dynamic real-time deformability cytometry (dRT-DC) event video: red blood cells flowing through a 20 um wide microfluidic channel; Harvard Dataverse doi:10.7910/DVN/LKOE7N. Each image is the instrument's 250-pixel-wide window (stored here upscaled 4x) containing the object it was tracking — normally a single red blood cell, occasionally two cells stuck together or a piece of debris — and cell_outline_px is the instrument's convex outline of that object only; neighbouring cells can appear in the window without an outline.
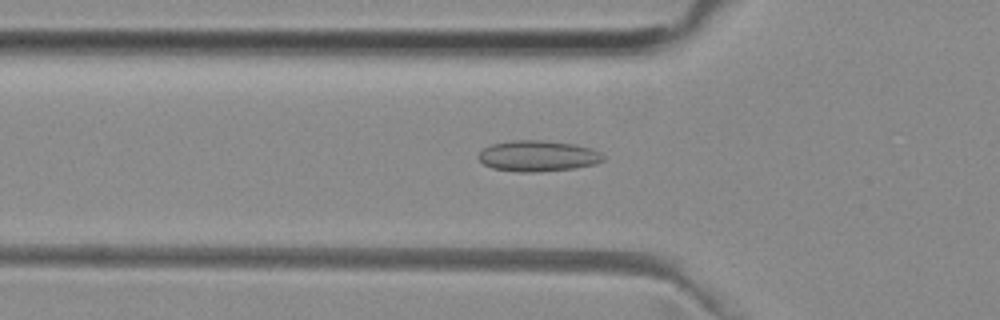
{"species": "common noctule bat (a hibernating species)", "species_latin": "Nyctalus noctula", "temperature_condition": "room temperature", "stored_images_in_passage": 33, "camera_frame_rate_fps": 3000, "um_per_image_px": 0.085, "animal": {"sex": "female", "body_mass_g": 29.2, "forearm_length_mm": 56.3}, "frame": {"image": 1, "passage_image": 16, "time_ms": 5.0, "image_size_px": [1000, 320], "cell_outline_px": [[604, 160], [596, 164], [572, 168], [536, 172], [520, 172], [492, 168], [484, 164], [476, 156], [484, 148], [492, 144], [512, 140], [544, 140], [576, 144], [592, 148], [600, 152], [604, 156]], "centroid_in_image_um": [45.73, 13.25], "position_along_channel_um": 80.1, "area_um2": 22.54}}
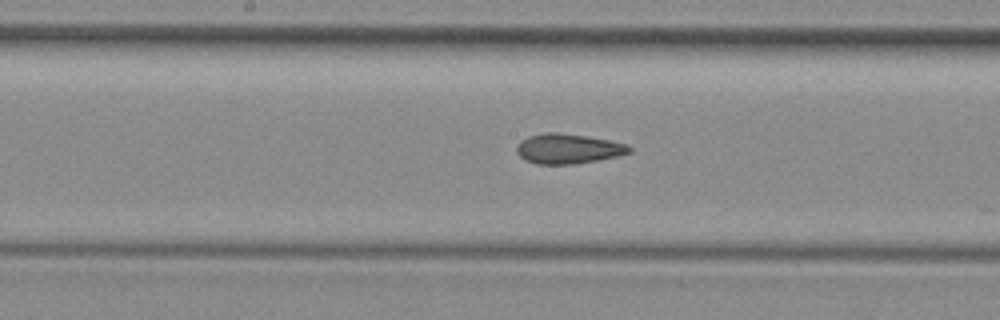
{"frame": {"image": 2, "passage_image": 25, "time_ms": 8.0, "image_size_px": [1000, 320], "cell_outline_px": [[632, 152], [616, 156], [596, 160], [572, 164], [536, 164], [524, 160], [516, 152], [516, 148], [520, 140], [528, 136], [548, 132], [556, 132], [584, 136], [608, 140], [624, 144], [632, 148]], "centroid_in_image_um": [48.23, 12.64], "position_along_channel_um": 200.0, "area_um2": 19.42}}
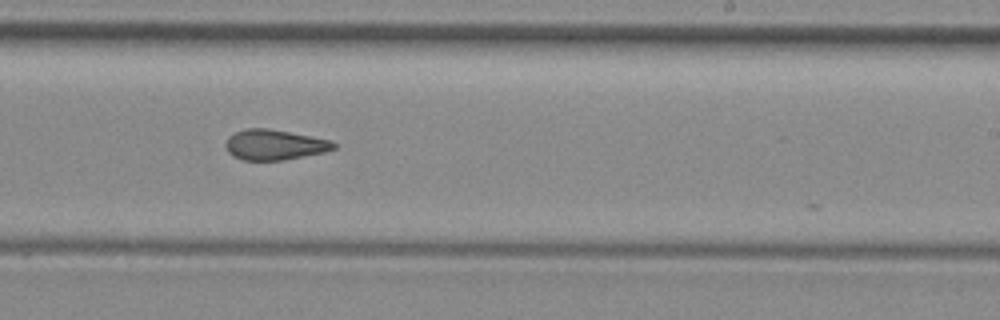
{"frame": {"image": 3, "passage_image": 30, "time_ms": 9.667, "image_size_px": [1000, 320], "cell_outline_px": [[336, 148], [324, 152], [284, 160], [244, 160], [232, 156], [228, 152], [224, 144], [228, 136], [236, 132], [248, 128], [268, 128], [332, 140], [336, 144]], "centroid_in_image_um": [23.32, 12.3], "position_along_channel_um": 265.7, "area_um2": 19.13}}